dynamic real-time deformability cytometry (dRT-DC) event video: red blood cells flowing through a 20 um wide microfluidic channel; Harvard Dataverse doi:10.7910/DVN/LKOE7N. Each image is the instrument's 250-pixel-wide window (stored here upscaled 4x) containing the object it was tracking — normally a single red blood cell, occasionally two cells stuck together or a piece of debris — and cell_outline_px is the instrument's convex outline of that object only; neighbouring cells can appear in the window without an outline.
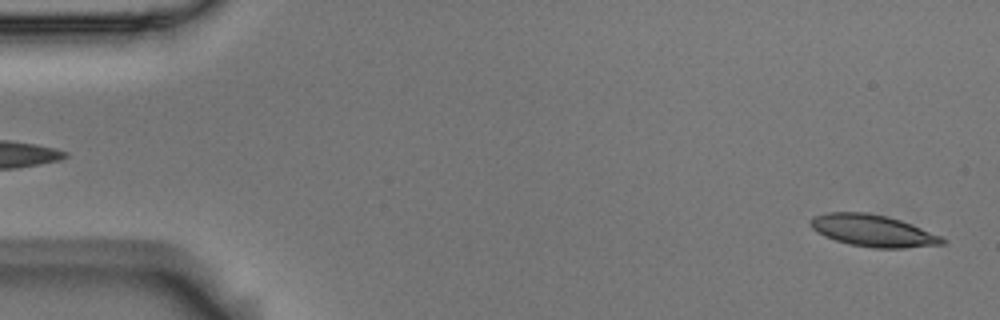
{"species": "Egyptian fruit bat (a non-hibernating species)", "species_latin": "Rousettus aegyptiacus", "temperature_condition": "room temperature", "stored_images_in_passage": 6, "segment_of_instrument_passage": [2, 2], "camera_frame_rate_fps": 3000, "um_per_image_px": 0.085, "animal": {"sex": "male"}, "frame": {"image": 1, "passage_image": 6, "time_ms": 1.667, "image_size_px": [1000, 320], "cell_outline_px": [[944, 244], [904, 248], [872, 248], [848, 244], [824, 236], [816, 232], [808, 224], [812, 216], [824, 212], [864, 212], [888, 216], [912, 224], [940, 236], [944, 240]], "centroid_in_image_um": [74.13, 19.6], "position_along_channel_um": 10.9, "area_um2": 24.57}}